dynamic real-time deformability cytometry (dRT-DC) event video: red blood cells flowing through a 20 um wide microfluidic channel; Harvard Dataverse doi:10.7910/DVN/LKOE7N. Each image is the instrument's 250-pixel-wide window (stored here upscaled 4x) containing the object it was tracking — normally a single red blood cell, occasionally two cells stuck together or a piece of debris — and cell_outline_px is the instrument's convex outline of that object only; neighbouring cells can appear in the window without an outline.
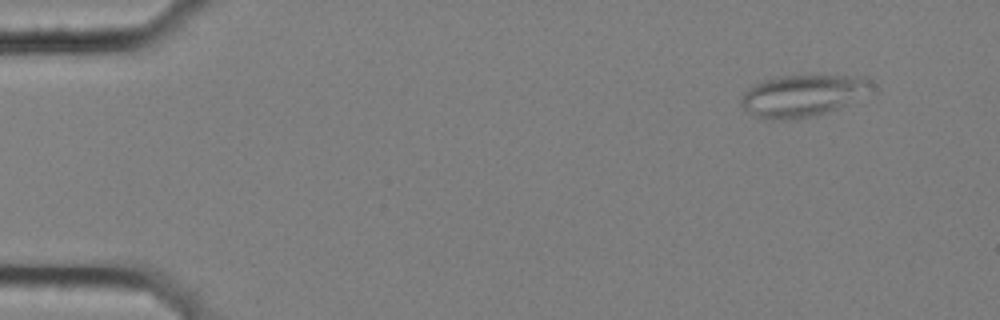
{"species": "common noctule bat (a hibernating species)", "species_latin": "Nyctalus noctula", "temperature_condition": "cold", "stored_images_in_passage": 4, "camera_frame_rate_fps": 3000, "um_per_image_px": 0.085, "animal": {"sex": "female", "body_mass_g": 25.1}, "frame": {"image": 1, "passage_image": 1, "time_ms": 0.0, "image_size_px": [1000, 320], "cell_outline_px": [[872, 84], [844, 104], [836, 108], [812, 116], [796, 120], [764, 120], [756, 116], [744, 108], [740, 104], [740, 100], [744, 92], [752, 84], [776, 76], [868, 76], [872, 80]], "centroid_in_image_um": [68.07, 8.13], "position_along_channel_um": 16.9, "area_um2": 31.04}}